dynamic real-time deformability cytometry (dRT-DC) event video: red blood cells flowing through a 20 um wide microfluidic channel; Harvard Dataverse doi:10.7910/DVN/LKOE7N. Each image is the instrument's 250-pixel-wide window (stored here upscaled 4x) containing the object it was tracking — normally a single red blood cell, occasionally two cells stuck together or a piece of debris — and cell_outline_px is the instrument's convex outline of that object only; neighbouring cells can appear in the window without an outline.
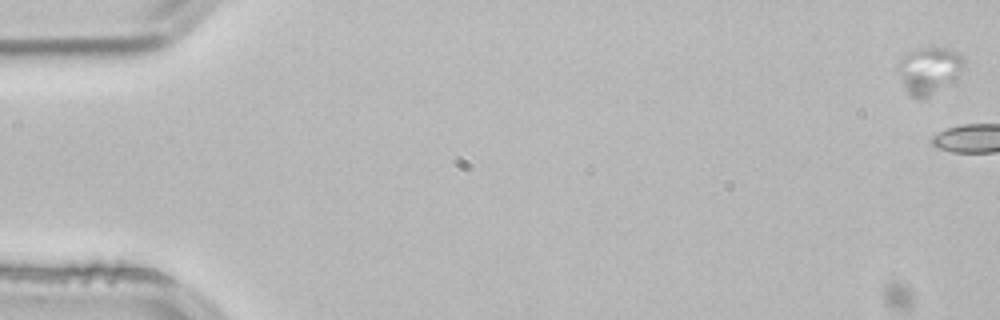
{"species": "common noctule bat (a hibernating species)", "species_latin": "Nyctalus noctula", "temperature_condition": "room temperature", "stored_images_in_passage": 13, "camera_frame_rate_fps": 3000, "um_per_image_px": 0.085, "animal": {"sex": "male", "body_mass_g": 21.5, "forearm_length_mm": 52.0}, "frame": {"image": 1, "passage_image": 1, "time_ms": 0.0, "image_size_px": [1000, 320], "cell_outline_px": [[964, 64], [956, 76], [928, 96], [920, 100], [916, 100], [908, 96], [904, 88], [896, 68], [908, 52], [916, 48], [948, 48], [960, 56], [964, 60]], "centroid_in_image_um": [78.88, 5.99], "position_along_channel_um": 6.1, "area_um2": 17.46}}